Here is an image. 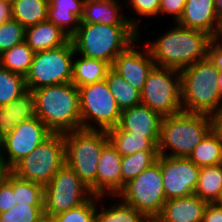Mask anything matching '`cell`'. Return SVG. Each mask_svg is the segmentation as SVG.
Segmentation results:
<instances>
[{
    "label": "cell",
    "instance_id": "obj_1",
    "mask_svg": "<svg viewBox=\"0 0 222 222\" xmlns=\"http://www.w3.org/2000/svg\"><path fill=\"white\" fill-rule=\"evenodd\" d=\"M176 25L156 41L148 43L146 48L156 66L181 71L207 58L212 37L205 32Z\"/></svg>",
    "mask_w": 222,
    "mask_h": 222
},
{
    "label": "cell",
    "instance_id": "obj_2",
    "mask_svg": "<svg viewBox=\"0 0 222 222\" xmlns=\"http://www.w3.org/2000/svg\"><path fill=\"white\" fill-rule=\"evenodd\" d=\"M32 91L36 116L52 133L64 134L81 129L79 91L72 82Z\"/></svg>",
    "mask_w": 222,
    "mask_h": 222
},
{
    "label": "cell",
    "instance_id": "obj_3",
    "mask_svg": "<svg viewBox=\"0 0 222 222\" xmlns=\"http://www.w3.org/2000/svg\"><path fill=\"white\" fill-rule=\"evenodd\" d=\"M139 40L138 31L132 25L80 24L70 38L75 53L107 62L114 59L132 43Z\"/></svg>",
    "mask_w": 222,
    "mask_h": 222
},
{
    "label": "cell",
    "instance_id": "obj_4",
    "mask_svg": "<svg viewBox=\"0 0 222 222\" xmlns=\"http://www.w3.org/2000/svg\"><path fill=\"white\" fill-rule=\"evenodd\" d=\"M180 75L183 111L211 115L222 107L219 71L208 57L187 66Z\"/></svg>",
    "mask_w": 222,
    "mask_h": 222
},
{
    "label": "cell",
    "instance_id": "obj_5",
    "mask_svg": "<svg viewBox=\"0 0 222 222\" xmlns=\"http://www.w3.org/2000/svg\"><path fill=\"white\" fill-rule=\"evenodd\" d=\"M212 130L210 115L180 111L161 121L158 155L188 158ZM166 148L171 149L169 155Z\"/></svg>",
    "mask_w": 222,
    "mask_h": 222
},
{
    "label": "cell",
    "instance_id": "obj_6",
    "mask_svg": "<svg viewBox=\"0 0 222 222\" xmlns=\"http://www.w3.org/2000/svg\"><path fill=\"white\" fill-rule=\"evenodd\" d=\"M65 164L97 196V168L103 148L109 143L105 130L79 129L64 133Z\"/></svg>",
    "mask_w": 222,
    "mask_h": 222
},
{
    "label": "cell",
    "instance_id": "obj_7",
    "mask_svg": "<svg viewBox=\"0 0 222 222\" xmlns=\"http://www.w3.org/2000/svg\"><path fill=\"white\" fill-rule=\"evenodd\" d=\"M119 195L123 202L154 221L167 201L161 173V155H158L154 164L125 184Z\"/></svg>",
    "mask_w": 222,
    "mask_h": 222
},
{
    "label": "cell",
    "instance_id": "obj_8",
    "mask_svg": "<svg viewBox=\"0 0 222 222\" xmlns=\"http://www.w3.org/2000/svg\"><path fill=\"white\" fill-rule=\"evenodd\" d=\"M73 55H76L72 41L65 45L34 53V57L25 76L28 90L65 84L72 80Z\"/></svg>",
    "mask_w": 222,
    "mask_h": 222
},
{
    "label": "cell",
    "instance_id": "obj_9",
    "mask_svg": "<svg viewBox=\"0 0 222 222\" xmlns=\"http://www.w3.org/2000/svg\"><path fill=\"white\" fill-rule=\"evenodd\" d=\"M64 134L52 133L13 168L18 177L45 186L65 165Z\"/></svg>",
    "mask_w": 222,
    "mask_h": 222
},
{
    "label": "cell",
    "instance_id": "obj_10",
    "mask_svg": "<svg viewBox=\"0 0 222 222\" xmlns=\"http://www.w3.org/2000/svg\"><path fill=\"white\" fill-rule=\"evenodd\" d=\"M141 102L162 117L182 111L180 71L155 65L141 91Z\"/></svg>",
    "mask_w": 222,
    "mask_h": 222
},
{
    "label": "cell",
    "instance_id": "obj_11",
    "mask_svg": "<svg viewBox=\"0 0 222 222\" xmlns=\"http://www.w3.org/2000/svg\"><path fill=\"white\" fill-rule=\"evenodd\" d=\"M78 91L81 129L97 130V127L92 126L89 120L98 123V129L105 131L119 124L121 110L117 106L106 80L79 87Z\"/></svg>",
    "mask_w": 222,
    "mask_h": 222
},
{
    "label": "cell",
    "instance_id": "obj_12",
    "mask_svg": "<svg viewBox=\"0 0 222 222\" xmlns=\"http://www.w3.org/2000/svg\"><path fill=\"white\" fill-rule=\"evenodd\" d=\"M91 191L66 164L44 186V214L53 217L85 203Z\"/></svg>",
    "mask_w": 222,
    "mask_h": 222
},
{
    "label": "cell",
    "instance_id": "obj_13",
    "mask_svg": "<svg viewBox=\"0 0 222 222\" xmlns=\"http://www.w3.org/2000/svg\"><path fill=\"white\" fill-rule=\"evenodd\" d=\"M51 134L52 132L38 117L22 121L2 138L1 151H7V162L13 168Z\"/></svg>",
    "mask_w": 222,
    "mask_h": 222
},
{
    "label": "cell",
    "instance_id": "obj_14",
    "mask_svg": "<svg viewBox=\"0 0 222 222\" xmlns=\"http://www.w3.org/2000/svg\"><path fill=\"white\" fill-rule=\"evenodd\" d=\"M200 168L189 158L161 155V173L166 200L194 194Z\"/></svg>",
    "mask_w": 222,
    "mask_h": 222
},
{
    "label": "cell",
    "instance_id": "obj_15",
    "mask_svg": "<svg viewBox=\"0 0 222 222\" xmlns=\"http://www.w3.org/2000/svg\"><path fill=\"white\" fill-rule=\"evenodd\" d=\"M133 46H135L134 43L120 53L114 59L111 68L141 92L155 63L148 48L145 53L143 51L140 53Z\"/></svg>",
    "mask_w": 222,
    "mask_h": 222
},
{
    "label": "cell",
    "instance_id": "obj_16",
    "mask_svg": "<svg viewBox=\"0 0 222 222\" xmlns=\"http://www.w3.org/2000/svg\"><path fill=\"white\" fill-rule=\"evenodd\" d=\"M122 156L109 142L102 150L97 168V196L107 192L118 196L122 191Z\"/></svg>",
    "mask_w": 222,
    "mask_h": 222
},
{
    "label": "cell",
    "instance_id": "obj_17",
    "mask_svg": "<svg viewBox=\"0 0 222 222\" xmlns=\"http://www.w3.org/2000/svg\"><path fill=\"white\" fill-rule=\"evenodd\" d=\"M162 116L143 102L121 111L118 126L133 135L160 137Z\"/></svg>",
    "mask_w": 222,
    "mask_h": 222
},
{
    "label": "cell",
    "instance_id": "obj_18",
    "mask_svg": "<svg viewBox=\"0 0 222 222\" xmlns=\"http://www.w3.org/2000/svg\"><path fill=\"white\" fill-rule=\"evenodd\" d=\"M176 23L205 32L214 38L220 24L216 17L214 0H186L183 13Z\"/></svg>",
    "mask_w": 222,
    "mask_h": 222
},
{
    "label": "cell",
    "instance_id": "obj_19",
    "mask_svg": "<svg viewBox=\"0 0 222 222\" xmlns=\"http://www.w3.org/2000/svg\"><path fill=\"white\" fill-rule=\"evenodd\" d=\"M207 204L195 194L170 199L153 222H202Z\"/></svg>",
    "mask_w": 222,
    "mask_h": 222
},
{
    "label": "cell",
    "instance_id": "obj_20",
    "mask_svg": "<svg viewBox=\"0 0 222 222\" xmlns=\"http://www.w3.org/2000/svg\"><path fill=\"white\" fill-rule=\"evenodd\" d=\"M116 0H85L80 24L132 25L138 31V22L120 14ZM119 12V13H118Z\"/></svg>",
    "mask_w": 222,
    "mask_h": 222
},
{
    "label": "cell",
    "instance_id": "obj_21",
    "mask_svg": "<svg viewBox=\"0 0 222 222\" xmlns=\"http://www.w3.org/2000/svg\"><path fill=\"white\" fill-rule=\"evenodd\" d=\"M84 3L85 0H48L47 20L71 38L80 26Z\"/></svg>",
    "mask_w": 222,
    "mask_h": 222
},
{
    "label": "cell",
    "instance_id": "obj_22",
    "mask_svg": "<svg viewBox=\"0 0 222 222\" xmlns=\"http://www.w3.org/2000/svg\"><path fill=\"white\" fill-rule=\"evenodd\" d=\"M35 117V97L33 91L27 89L10 104L0 106V135L4 137L22 121Z\"/></svg>",
    "mask_w": 222,
    "mask_h": 222
},
{
    "label": "cell",
    "instance_id": "obj_23",
    "mask_svg": "<svg viewBox=\"0 0 222 222\" xmlns=\"http://www.w3.org/2000/svg\"><path fill=\"white\" fill-rule=\"evenodd\" d=\"M69 40L59 27L48 20L25 28V42L35 53L59 48Z\"/></svg>",
    "mask_w": 222,
    "mask_h": 222
},
{
    "label": "cell",
    "instance_id": "obj_24",
    "mask_svg": "<svg viewBox=\"0 0 222 222\" xmlns=\"http://www.w3.org/2000/svg\"><path fill=\"white\" fill-rule=\"evenodd\" d=\"M106 132L109 142L122 157L138 151H158L160 137L133 135L122 130L118 125Z\"/></svg>",
    "mask_w": 222,
    "mask_h": 222
},
{
    "label": "cell",
    "instance_id": "obj_25",
    "mask_svg": "<svg viewBox=\"0 0 222 222\" xmlns=\"http://www.w3.org/2000/svg\"><path fill=\"white\" fill-rule=\"evenodd\" d=\"M111 66L102 60L81 56L73 60L72 80L77 87L104 81Z\"/></svg>",
    "mask_w": 222,
    "mask_h": 222
},
{
    "label": "cell",
    "instance_id": "obj_26",
    "mask_svg": "<svg viewBox=\"0 0 222 222\" xmlns=\"http://www.w3.org/2000/svg\"><path fill=\"white\" fill-rule=\"evenodd\" d=\"M12 17L24 28L47 20L48 0H13Z\"/></svg>",
    "mask_w": 222,
    "mask_h": 222
},
{
    "label": "cell",
    "instance_id": "obj_27",
    "mask_svg": "<svg viewBox=\"0 0 222 222\" xmlns=\"http://www.w3.org/2000/svg\"><path fill=\"white\" fill-rule=\"evenodd\" d=\"M105 80L121 111L141 102V92L112 68L108 70Z\"/></svg>",
    "mask_w": 222,
    "mask_h": 222
},
{
    "label": "cell",
    "instance_id": "obj_28",
    "mask_svg": "<svg viewBox=\"0 0 222 222\" xmlns=\"http://www.w3.org/2000/svg\"><path fill=\"white\" fill-rule=\"evenodd\" d=\"M188 158L199 168L222 164V141L211 130Z\"/></svg>",
    "mask_w": 222,
    "mask_h": 222
},
{
    "label": "cell",
    "instance_id": "obj_29",
    "mask_svg": "<svg viewBox=\"0 0 222 222\" xmlns=\"http://www.w3.org/2000/svg\"><path fill=\"white\" fill-rule=\"evenodd\" d=\"M222 188V164L200 168L194 194L207 203H214Z\"/></svg>",
    "mask_w": 222,
    "mask_h": 222
},
{
    "label": "cell",
    "instance_id": "obj_30",
    "mask_svg": "<svg viewBox=\"0 0 222 222\" xmlns=\"http://www.w3.org/2000/svg\"><path fill=\"white\" fill-rule=\"evenodd\" d=\"M34 53L24 41L0 54V66L25 77L29 72Z\"/></svg>",
    "mask_w": 222,
    "mask_h": 222
},
{
    "label": "cell",
    "instance_id": "obj_31",
    "mask_svg": "<svg viewBox=\"0 0 222 222\" xmlns=\"http://www.w3.org/2000/svg\"><path fill=\"white\" fill-rule=\"evenodd\" d=\"M158 151H138L122 157V189L130 180L140 175L157 161Z\"/></svg>",
    "mask_w": 222,
    "mask_h": 222
},
{
    "label": "cell",
    "instance_id": "obj_32",
    "mask_svg": "<svg viewBox=\"0 0 222 222\" xmlns=\"http://www.w3.org/2000/svg\"><path fill=\"white\" fill-rule=\"evenodd\" d=\"M96 207L95 222H150L142 212L121 202L111 205L108 209L98 211Z\"/></svg>",
    "mask_w": 222,
    "mask_h": 222
},
{
    "label": "cell",
    "instance_id": "obj_33",
    "mask_svg": "<svg viewBox=\"0 0 222 222\" xmlns=\"http://www.w3.org/2000/svg\"><path fill=\"white\" fill-rule=\"evenodd\" d=\"M13 194L16 204L44 205V186L22 179L13 173Z\"/></svg>",
    "mask_w": 222,
    "mask_h": 222
},
{
    "label": "cell",
    "instance_id": "obj_34",
    "mask_svg": "<svg viewBox=\"0 0 222 222\" xmlns=\"http://www.w3.org/2000/svg\"><path fill=\"white\" fill-rule=\"evenodd\" d=\"M26 90L24 76L0 66V106L10 104Z\"/></svg>",
    "mask_w": 222,
    "mask_h": 222
},
{
    "label": "cell",
    "instance_id": "obj_35",
    "mask_svg": "<svg viewBox=\"0 0 222 222\" xmlns=\"http://www.w3.org/2000/svg\"><path fill=\"white\" fill-rule=\"evenodd\" d=\"M100 198L92 195L85 203L53 216V222H95V200L99 201Z\"/></svg>",
    "mask_w": 222,
    "mask_h": 222
},
{
    "label": "cell",
    "instance_id": "obj_36",
    "mask_svg": "<svg viewBox=\"0 0 222 222\" xmlns=\"http://www.w3.org/2000/svg\"><path fill=\"white\" fill-rule=\"evenodd\" d=\"M44 215V205L16 204L0 213V222H35Z\"/></svg>",
    "mask_w": 222,
    "mask_h": 222
},
{
    "label": "cell",
    "instance_id": "obj_37",
    "mask_svg": "<svg viewBox=\"0 0 222 222\" xmlns=\"http://www.w3.org/2000/svg\"><path fill=\"white\" fill-rule=\"evenodd\" d=\"M25 41V28L11 19L0 25V54Z\"/></svg>",
    "mask_w": 222,
    "mask_h": 222
},
{
    "label": "cell",
    "instance_id": "obj_38",
    "mask_svg": "<svg viewBox=\"0 0 222 222\" xmlns=\"http://www.w3.org/2000/svg\"><path fill=\"white\" fill-rule=\"evenodd\" d=\"M16 205L13 194V172L0 185V213L6 212Z\"/></svg>",
    "mask_w": 222,
    "mask_h": 222
},
{
    "label": "cell",
    "instance_id": "obj_39",
    "mask_svg": "<svg viewBox=\"0 0 222 222\" xmlns=\"http://www.w3.org/2000/svg\"><path fill=\"white\" fill-rule=\"evenodd\" d=\"M130 4L139 15L150 17L159 14L160 0H129L128 6Z\"/></svg>",
    "mask_w": 222,
    "mask_h": 222
},
{
    "label": "cell",
    "instance_id": "obj_40",
    "mask_svg": "<svg viewBox=\"0 0 222 222\" xmlns=\"http://www.w3.org/2000/svg\"><path fill=\"white\" fill-rule=\"evenodd\" d=\"M186 0H160V13L173 14L176 22L180 19Z\"/></svg>",
    "mask_w": 222,
    "mask_h": 222
},
{
    "label": "cell",
    "instance_id": "obj_41",
    "mask_svg": "<svg viewBox=\"0 0 222 222\" xmlns=\"http://www.w3.org/2000/svg\"><path fill=\"white\" fill-rule=\"evenodd\" d=\"M220 40L221 39H217L215 37L212 38L211 44L208 47L207 57L217 67L219 73H222V44Z\"/></svg>",
    "mask_w": 222,
    "mask_h": 222
},
{
    "label": "cell",
    "instance_id": "obj_42",
    "mask_svg": "<svg viewBox=\"0 0 222 222\" xmlns=\"http://www.w3.org/2000/svg\"><path fill=\"white\" fill-rule=\"evenodd\" d=\"M202 222H222V207L208 203L203 214Z\"/></svg>",
    "mask_w": 222,
    "mask_h": 222
},
{
    "label": "cell",
    "instance_id": "obj_43",
    "mask_svg": "<svg viewBox=\"0 0 222 222\" xmlns=\"http://www.w3.org/2000/svg\"><path fill=\"white\" fill-rule=\"evenodd\" d=\"M212 123V131L220 138L222 141V107H220L216 112L210 115Z\"/></svg>",
    "mask_w": 222,
    "mask_h": 222
},
{
    "label": "cell",
    "instance_id": "obj_44",
    "mask_svg": "<svg viewBox=\"0 0 222 222\" xmlns=\"http://www.w3.org/2000/svg\"><path fill=\"white\" fill-rule=\"evenodd\" d=\"M13 19L11 2L0 0V25Z\"/></svg>",
    "mask_w": 222,
    "mask_h": 222
},
{
    "label": "cell",
    "instance_id": "obj_45",
    "mask_svg": "<svg viewBox=\"0 0 222 222\" xmlns=\"http://www.w3.org/2000/svg\"><path fill=\"white\" fill-rule=\"evenodd\" d=\"M4 157V153L0 150V185L6 181L12 173V168Z\"/></svg>",
    "mask_w": 222,
    "mask_h": 222
},
{
    "label": "cell",
    "instance_id": "obj_46",
    "mask_svg": "<svg viewBox=\"0 0 222 222\" xmlns=\"http://www.w3.org/2000/svg\"><path fill=\"white\" fill-rule=\"evenodd\" d=\"M214 8L216 12V17L219 22L222 21V0H214Z\"/></svg>",
    "mask_w": 222,
    "mask_h": 222
},
{
    "label": "cell",
    "instance_id": "obj_47",
    "mask_svg": "<svg viewBox=\"0 0 222 222\" xmlns=\"http://www.w3.org/2000/svg\"><path fill=\"white\" fill-rule=\"evenodd\" d=\"M35 222H53L52 217L44 214L41 218H39L37 221Z\"/></svg>",
    "mask_w": 222,
    "mask_h": 222
},
{
    "label": "cell",
    "instance_id": "obj_48",
    "mask_svg": "<svg viewBox=\"0 0 222 222\" xmlns=\"http://www.w3.org/2000/svg\"><path fill=\"white\" fill-rule=\"evenodd\" d=\"M216 205L221 206L222 207V188L220 190L219 196L217 198V200L214 202Z\"/></svg>",
    "mask_w": 222,
    "mask_h": 222
},
{
    "label": "cell",
    "instance_id": "obj_49",
    "mask_svg": "<svg viewBox=\"0 0 222 222\" xmlns=\"http://www.w3.org/2000/svg\"><path fill=\"white\" fill-rule=\"evenodd\" d=\"M218 86H219V91L222 98V73H219Z\"/></svg>",
    "mask_w": 222,
    "mask_h": 222
},
{
    "label": "cell",
    "instance_id": "obj_50",
    "mask_svg": "<svg viewBox=\"0 0 222 222\" xmlns=\"http://www.w3.org/2000/svg\"><path fill=\"white\" fill-rule=\"evenodd\" d=\"M219 36H220V37H219ZM221 36H222V21H221L220 24H219V29H218V32H217L215 38H217V39L222 38ZM221 43H222V42H221Z\"/></svg>",
    "mask_w": 222,
    "mask_h": 222
},
{
    "label": "cell",
    "instance_id": "obj_51",
    "mask_svg": "<svg viewBox=\"0 0 222 222\" xmlns=\"http://www.w3.org/2000/svg\"><path fill=\"white\" fill-rule=\"evenodd\" d=\"M2 136L0 135V150H1V146H2Z\"/></svg>",
    "mask_w": 222,
    "mask_h": 222
}]
</instances>
